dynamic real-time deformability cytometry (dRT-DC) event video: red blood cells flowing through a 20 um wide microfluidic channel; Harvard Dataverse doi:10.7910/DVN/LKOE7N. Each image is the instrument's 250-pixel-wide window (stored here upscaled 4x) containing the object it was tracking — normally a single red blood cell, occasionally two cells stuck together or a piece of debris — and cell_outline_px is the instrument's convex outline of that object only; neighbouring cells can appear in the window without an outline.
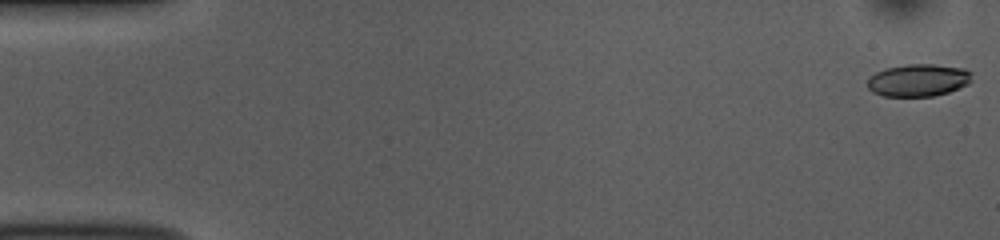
{"species": "common noctule bat (a hibernating species)", "species_latin": "Nyctalus noctula", "temperature_condition": "room temperature", "stored_images_in_passage": 53, "camera_frame_rate_fps": 3000, "um_per_image_px": 0.085, "animal": {"sex": "female", "body_mass_g": 10.0, "forearm_length_mm": 53.1}, "frame": {"image": 1, "passage_image": 1, "time_ms": 0.0, "image_size_px": [1000, 240], "cell_outline_px": [[972, 72], [968, 84], [948, 92], [932, 96], [884, 96], [872, 92], [868, 88], [868, 80], [876, 72], [884, 68], [908, 64], [932, 64], [964, 68]], "centroid_in_image_um": [78.04, 6.81], "position_along_channel_um": 7.0, "area_um2": 19.59}}
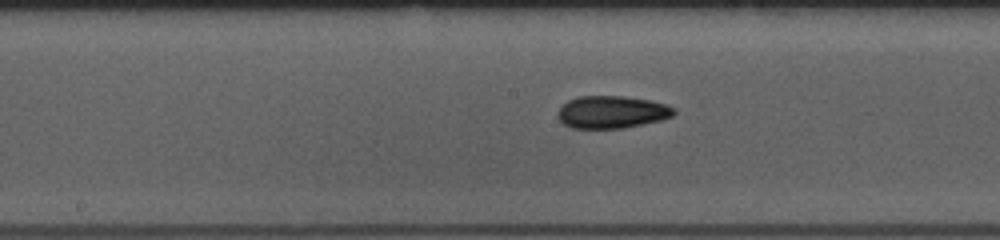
{"frame": {"image": 2, "passage_image": 27, "time_ms": 8.667, "image_size_px": [1000, 240], "cell_outline_px": [[676, 112], [672, 116], [660, 120], [624, 128], [572, 128], [564, 124], [556, 116], [556, 112], [568, 100], [576, 96], [624, 96], [652, 100], [668, 104], [676, 108]], "centroid_in_image_um": [52.02, 9.51], "position_along_channel_um": 196.2, "area_um2": 22.2}}
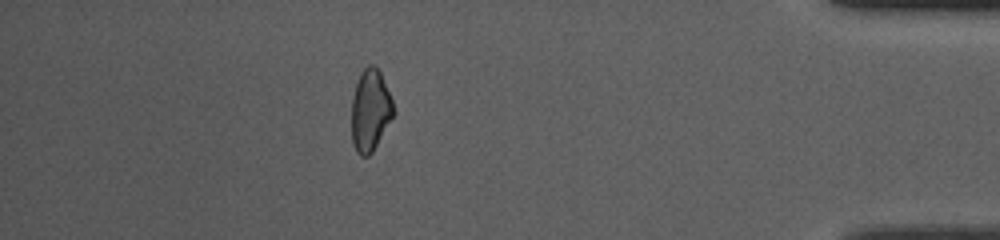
{"frame": {"image": 3, "passage_image": 47, "time_ms": 15.333, "image_size_px": [1000, 240], "cell_outline_px": [[396, 112], [372, 152], [368, 156], [360, 156], [356, 152], [352, 144], [352, 96], [360, 72], [368, 64], [376, 64], [380, 72], [392, 100]], "centroid_in_image_um": [31.47, 9.37], "position_along_channel_um": 403.7, "area_um2": 20.11}, "authors_computed_cell_mechanics": {"area_um2": 20.9236, "velocity_mm_per_s": 3.7791, "shape_relaxation_time_tau1_ms": 3.8924, "shape_relaxation_time_tau2_ms": 6.9119, "deformation_change_tau1": 0.1176, "deformation_change_tau2": 0.1293}}